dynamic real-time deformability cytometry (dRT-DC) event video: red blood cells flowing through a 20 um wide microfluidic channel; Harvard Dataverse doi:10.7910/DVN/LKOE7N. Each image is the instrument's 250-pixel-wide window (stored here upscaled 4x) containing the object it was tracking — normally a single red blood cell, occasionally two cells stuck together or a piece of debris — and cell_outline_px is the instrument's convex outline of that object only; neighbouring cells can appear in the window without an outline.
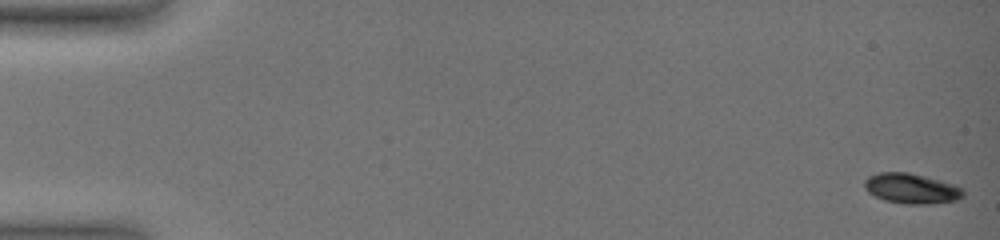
{"species": "common noctule bat (a hibernating species)", "species_latin": "Nyctalus noctula", "temperature_condition": "warm", "stored_images_in_passage": 31, "camera_frame_rate_fps": 3000, "um_per_image_px": 0.085, "animal": {"sex": "female", "body_mass_g": 19.0, "forearm_length_mm": 51.5}, "frame": {"image": 1, "passage_image": 1, "time_ms": 0.0, "image_size_px": [1000, 240], "cell_outline_px": [[964, 196], [956, 200], [928, 204], [904, 204], [884, 200], [868, 192], [864, 188], [864, 180], [868, 176], [880, 172], [908, 172], [940, 180], [964, 188]], "centroid_in_image_um": [77.46, 16.02], "position_along_channel_um": 7.5, "area_um2": 17.4}}
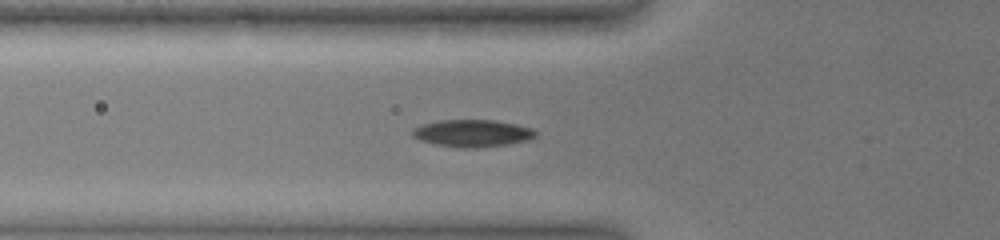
{"frame": {"image": 2, "passage_image": 11, "time_ms": 6.333, "image_size_px": [1000, 240], "cell_outline_px": [[536, 136], [528, 140], [504, 144], [476, 148], [456, 148], [436, 144], [420, 140], [412, 136], [412, 128], [420, 124], [440, 120], [496, 120], [516, 124], [532, 128], [536, 132]], "centroid_in_image_um": [40.11, 11.32], "position_along_channel_um": 85.7, "area_um2": 19.59}}
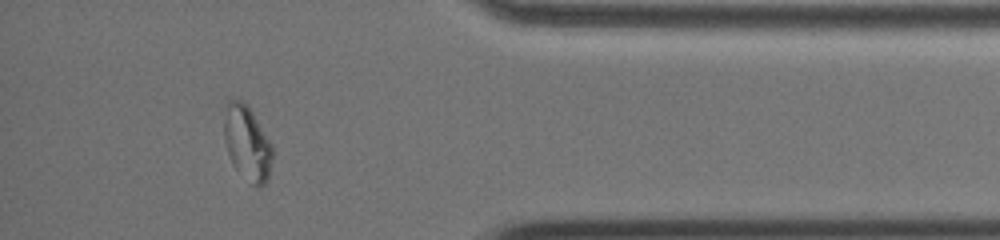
{"frame": {"image": 3, "passage_image": 28, "time_ms": 15.0, "image_size_px": [1000, 240], "cell_outline_px": [[272, 160], [268, 176], [264, 184], [260, 188], [256, 188], [232, 164], [224, 140], [224, 120], [228, 100], [240, 100], [252, 112], [272, 144]], "centroid_in_image_um": [21.01, 12.19], "position_along_channel_um": 414.2, "area_um2": 20.63}, "authors_computed_cell_mechanics": {"area_um2": 17.918, "velocity_mm_per_s": 3.9554, "shape_relaxation_time_tau1_ms": 7.6955, "shape_relaxation_time_tau2_ms": 2.0362, "deformation_change_tau1": 0.2578, "deformation_change_tau2": 0.0392}}